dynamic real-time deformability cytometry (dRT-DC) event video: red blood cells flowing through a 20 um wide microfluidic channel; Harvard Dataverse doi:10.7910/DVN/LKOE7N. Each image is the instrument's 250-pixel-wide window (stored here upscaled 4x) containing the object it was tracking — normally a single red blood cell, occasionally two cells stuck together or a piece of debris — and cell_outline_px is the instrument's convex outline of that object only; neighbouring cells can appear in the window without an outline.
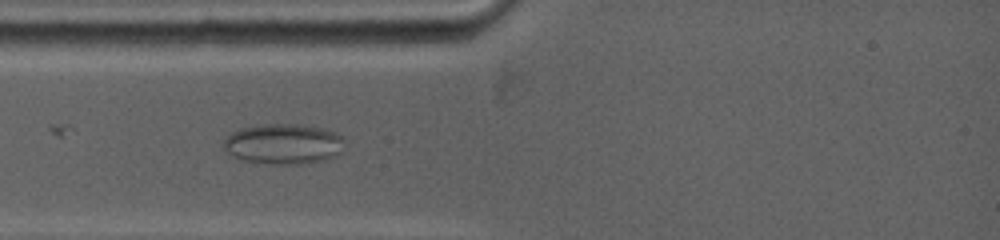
{"species": "common noctule bat (a hibernating species)", "species_latin": "Nyctalus noctula", "temperature_condition": "warm", "stored_images_in_passage": 56, "camera_frame_rate_fps": 5000, "um_per_image_px": 0.085, "animal": {"sex": "female", "body_mass_g": 19.0, "forearm_length_mm": 53.3}, "frame": {"image": 1, "passage_image": 5, "time_ms": 0.6, "image_size_px": [1000, 240], "cell_outline_px": [[344, 140], [340, 152], [336, 156], [320, 160], [300, 164], [268, 164], [244, 160], [232, 156], [224, 148], [224, 140], [232, 132], [240, 128], [264, 124], [296, 124], [320, 128], [336, 132]], "centroid_in_image_um": [24.07, 12.23], "position_along_channel_um": 60.9, "area_um2": 28.21}}
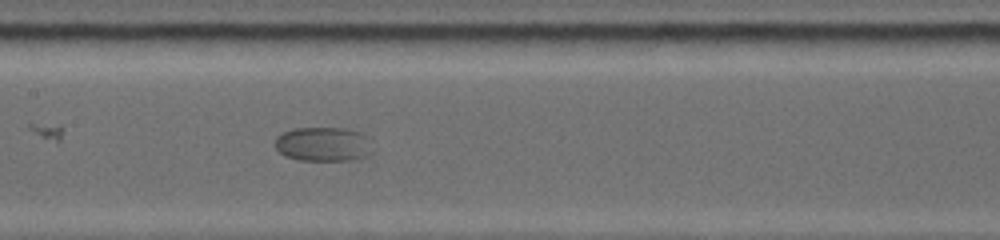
{"frame": {"image": 2, "passage_image": 22, "time_ms": 3.8, "image_size_px": [1000, 240], "cell_outline_px": [[372, 152], [364, 156], [348, 160], [300, 160], [288, 156], [280, 152], [276, 148], [276, 136], [292, 128], [348, 128], [360, 132], [368, 136]], "centroid_in_image_um": [27.49, 12.23], "position_along_channel_um": 179.9, "area_um2": 19.36}}
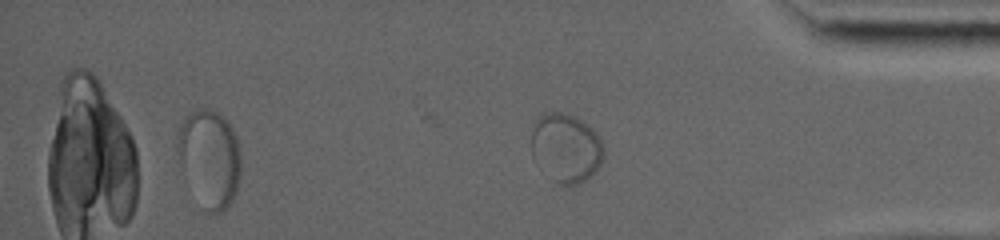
{"frame": {"image": 3, "passage_image": 56, "time_ms": 9.8, "image_size_px": [1000, 240], "cell_outline_px": [[604, 156], [600, 164], [584, 180], [576, 184], [560, 184], [532, 156], [528, 128], [536, 116], [540, 112], [564, 112], [588, 124], [592, 128], [600, 140], [604, 148]], "centroid_in_image_um": [48.03, 12.46], "position_along_channel_um": 387.2, "area_um2": 29.02}}